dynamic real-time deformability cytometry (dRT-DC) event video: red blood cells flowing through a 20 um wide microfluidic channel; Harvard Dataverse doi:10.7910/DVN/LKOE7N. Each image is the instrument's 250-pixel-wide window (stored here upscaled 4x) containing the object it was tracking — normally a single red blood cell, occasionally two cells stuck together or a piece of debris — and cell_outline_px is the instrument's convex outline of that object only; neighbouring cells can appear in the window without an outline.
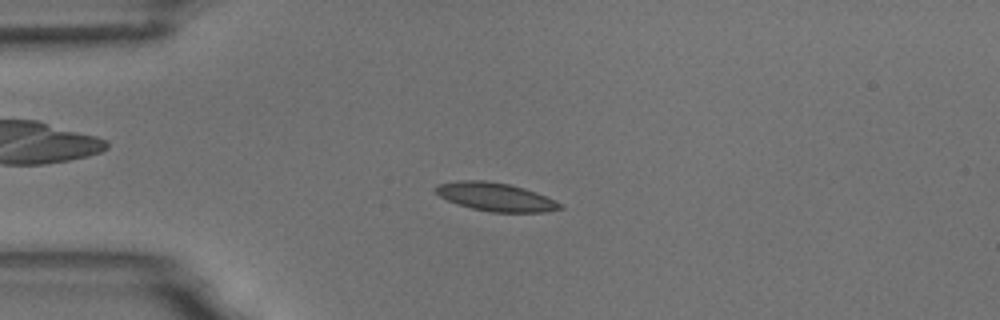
{"species": "common noctule bat (a hibernating species)", "species_latin": "Nyctalus noctula", "temperature_condition": "room temperature", "stored_images_in_passage": 10, "camera_frame_rate_fps": 3000, "um_per_image_px": 0.085, "animal": {"sex": "male", "body_mass_g": 18.8}, "frame": {"image": 1, "passage_image": 5, "time_ms": 4.333, "image_size_px": [1000, 320], "cell_outline_px": [[564, 208], [544, 212], [492, 212], [472, 208], [448, 200], [440, 196], [432, 188], [436, 184], [456, 180], [484, 180], [508, 184], [524, 188], [536, 192], [564, 204]], "centroid_in_image_um": [42.12, 16.72], "position_along_channel_um": 42.9, "area_um2": 20.58}}
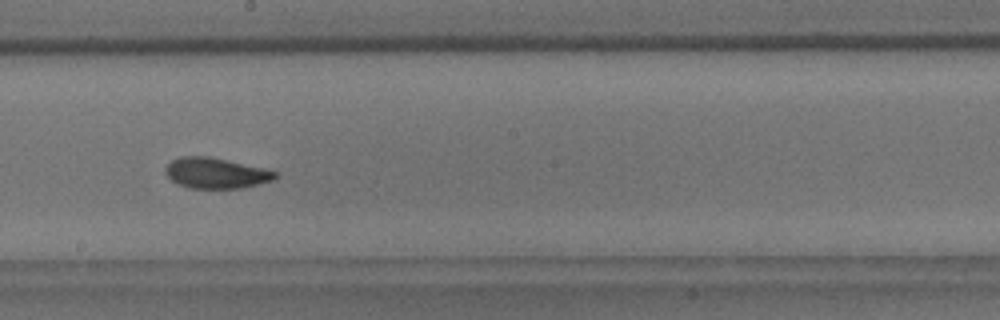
{"frame": {"image": 2, "passage_image": 10, "time_ms": 10.0, "image_size_px": [1000, 320], "cell_outline_px": [[280, 172], [272, 180], [244, 188], [188, 188], [172, 180], [164, 172], [164, 168], [172, 160], [180, 156], [208, 156], [264, 168]], "centroid_in_image_um": [18.35, 14.71], "position_along_channel_um": 229.9, "area_um2": 19.54}}